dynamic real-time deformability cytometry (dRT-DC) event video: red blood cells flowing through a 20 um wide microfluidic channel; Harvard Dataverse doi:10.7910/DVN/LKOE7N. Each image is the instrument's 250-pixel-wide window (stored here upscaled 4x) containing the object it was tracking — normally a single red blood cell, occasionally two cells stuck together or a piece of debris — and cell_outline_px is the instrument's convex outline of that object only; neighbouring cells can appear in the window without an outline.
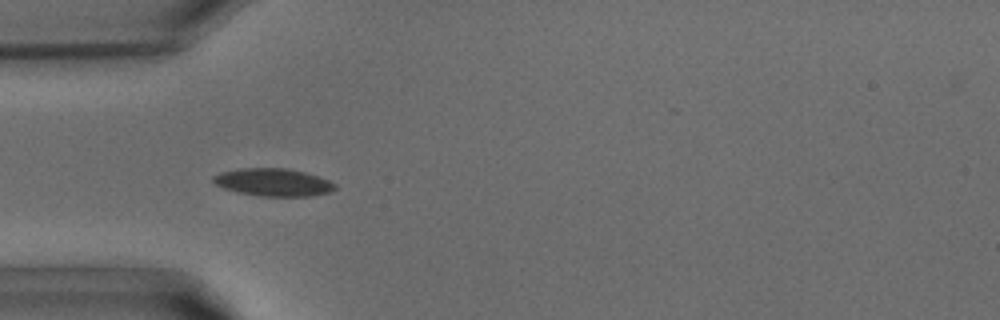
{"species": "common noctule bat (a hibernating species)", "species_latin": "Nyctalus noctula", "temperature_condition": "warm", "stored_images_in_passage": 10, "camera_frame_rate_fps": 3000, "um_per_image_px": 0.085, "animal": {"sex": "male", "body_mass_g": 15.6}, "frame": {"image": 1, "passage_image": 5, "time_ms": 1.333, "image_size_px": [1000, 320], "cell_outline_px": [[336, 188], [332, 192], [312, 196], [260, 196], [240, 192], [224, 188], [216, 184], [212, 180], [212, 176], [220, 172], [240, 168], [288, 168], [304, 172], [328, 180], [336, 184]], "centroid_in_image_um": [23.24, 15.49], "position_along_channel_um": 61.8, "area_um2": 19.59}}